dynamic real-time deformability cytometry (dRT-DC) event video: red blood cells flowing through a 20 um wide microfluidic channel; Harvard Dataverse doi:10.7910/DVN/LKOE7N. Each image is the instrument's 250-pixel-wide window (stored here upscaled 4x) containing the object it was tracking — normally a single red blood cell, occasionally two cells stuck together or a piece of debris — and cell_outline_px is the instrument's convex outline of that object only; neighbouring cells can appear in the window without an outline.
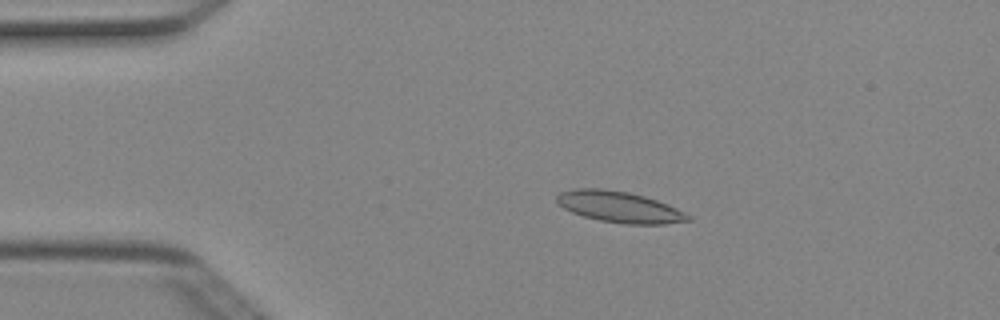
{"species": "Egyptian fruit bat (a non-hibernating species)", "species_latin": "Rousettus aegyptiacus", "temperature_condition": "cold", "stored_images_in_passage": 4, "camera_frame_rate_fps": 3000, "um_per_image_px": 0.085, "animal": {"sex": "female"}, "frame": {"image": 1, "passage_image": 3, "time_ms": 0.667, "image_size_px": [1000, 320], "cell_outline_px": [[692, 220], [664, 224], [624, 224], [600, 220], [584, 216], [572, 212], [564, 208], [556, 200], [556, 196], [560, 192], [576, 188], [604, 188], [628, 192], [644, 196], [668, 204], [692, 216]], "centroid_in_image_um": [52.66, 17.58], "position_along_channel_um": 32.3, "area_um2": 23.76}}